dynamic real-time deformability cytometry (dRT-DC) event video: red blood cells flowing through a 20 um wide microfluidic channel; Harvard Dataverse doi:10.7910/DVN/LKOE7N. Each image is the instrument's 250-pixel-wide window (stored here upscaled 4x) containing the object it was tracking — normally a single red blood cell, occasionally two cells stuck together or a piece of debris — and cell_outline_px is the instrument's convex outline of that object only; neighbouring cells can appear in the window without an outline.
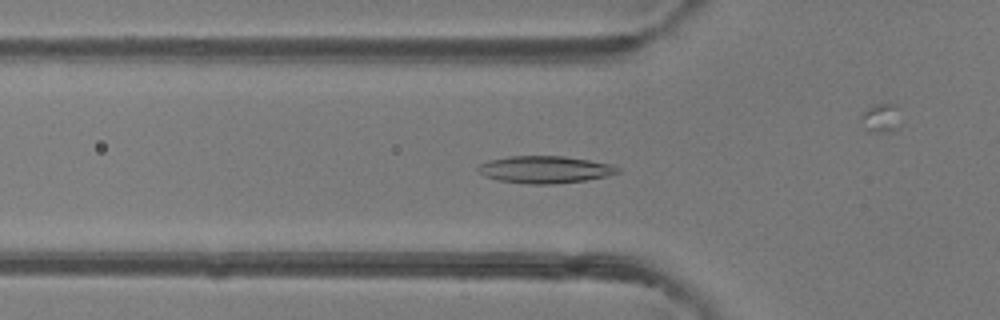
{"species": "common noctule bat (a hibernating species)", "species_latin": "Nyctalus noctula", "temperature_condition": "room temperature", "stored_images_in_passage": 50, "camera_frame_rate_fps": 3000, "um_per_image_px": 0.085, "animal": {"sex": "female"}, "frame": {"image": 1, "passage_image": 17, "time_ms": 5.333, "image_size_px": [1000, 320], "cell_outline_px": [[620, 172], [608, 176], [584, 180], [552, 184], [528, 184], [500, 180], [484, 176], [476, 168], [480, 164], [488, 160], [508, 156], [564, 156], [612, 164], [620, 168]], "centroid_in_image_um": [46.33, 14.4], "position_along_channel_um": 79.5, "area_um2": 22.08}}
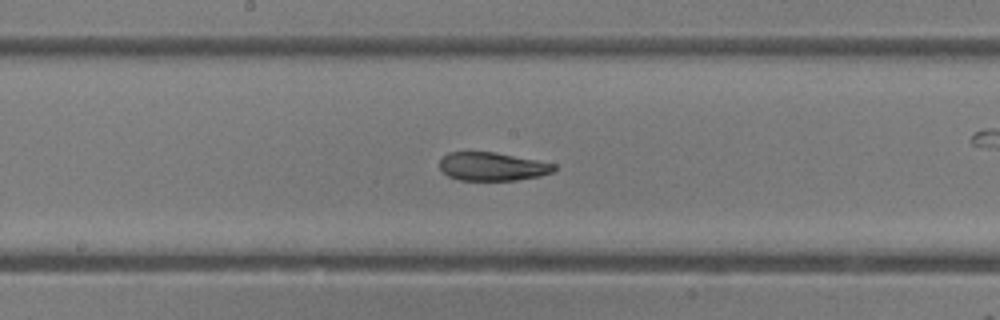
{"frame": {"image": 2, "passage_image": 26, "time_ms": 8.333, "image_size_px": [1000, 320], "cell_outline_px": [[556, 168], [552, 172], [540, 176], [516, 180], [460, 180], [448, 176], [440, 168], [440, 160], [448, 152], [496, 152], [556, 164]], "centroid_in_image_um": [41.85, 14.15], "position_along_channel_um": 206.3, "area_um2": 18.84}}
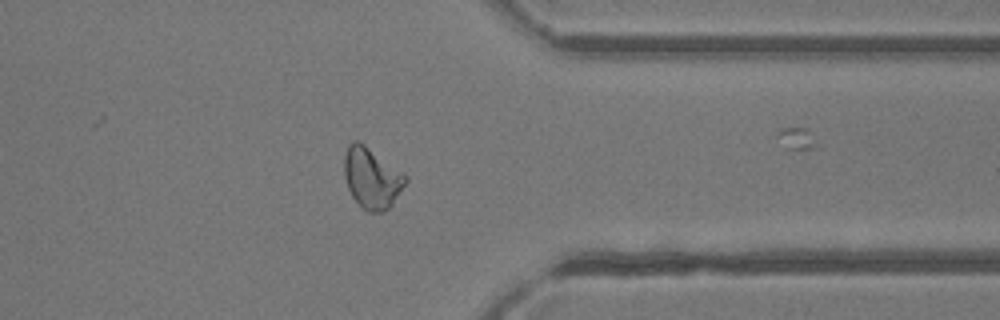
{"frame": {"image": 3, "passage_image": 39, "time_ms": 12.667, "image_size_px": [1000, 320], "cell_outline_px": [[408, 180], [392, 204], [388, 208], [380, 212], [368, 212], [360, 208], [352, 196], [348, 188], [344, 176], [344, 156], [348, 144], [352, 140], [356, 140], [364, 144], [404, 172], [408, 176]], "centroid_in_image_um": [31.6, 15.13], "position_along_channel_um": 379.8, "area_um2": 21.91}, "authors_computed_cell_mechanics": {"area_um2": 21.2415, "velocity_mm_per_s": 4.1894, "shape_relaxation_time_tau1_ms": 7.7178, "shape_relaxation_time_tau2_ms": 2.0087, "deformation_change_tau1": 0.2427, "deformation_change_tau2": 0.0844}}